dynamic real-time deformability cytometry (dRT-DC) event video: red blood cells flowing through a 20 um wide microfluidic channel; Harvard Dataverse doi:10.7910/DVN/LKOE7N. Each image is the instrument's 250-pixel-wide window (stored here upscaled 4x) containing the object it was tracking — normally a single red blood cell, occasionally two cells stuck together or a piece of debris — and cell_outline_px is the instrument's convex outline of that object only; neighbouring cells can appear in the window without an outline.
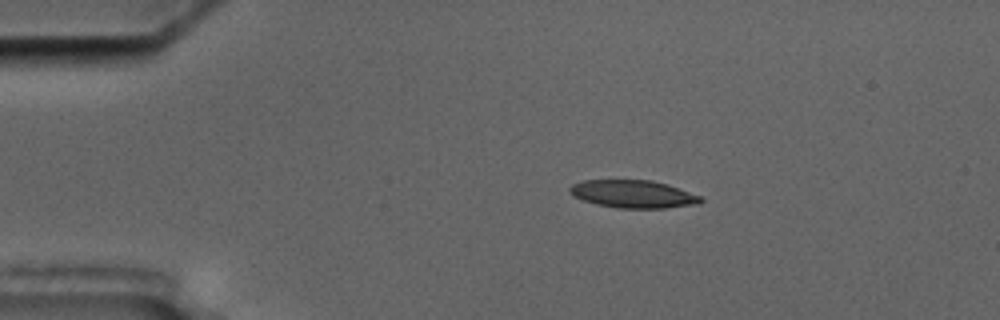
{"species": "common noctule bat (a hibernating species)", "species_latin": "Nyctalus noctula", "temperature_condition": "cold", "stored_images_in_passage": 5, "camera_frame_rate_fps": 3000, "um_per_image_px": 0.085, "animal": {"sex": "male", "body_mass_g": 17.5, "forearm_length_mm": 52.3}, "frame": {"image": 1, "passage_image": 2, "time_ms": 2.0, "image_size_px": [1000, 320], "cell_outline_px": [[704, 200], [700, 204], [664, 208], [616, 208], [596, 204], [584, 200], [568, 192], [568, 188], [572, 184], [584, 180], [652, 180], [668, 184], [700, 196]], "centroid_in_image_um": [53.83, 16.49], "position_along_channel_um": 31.2, "area_um2": 21.21}}
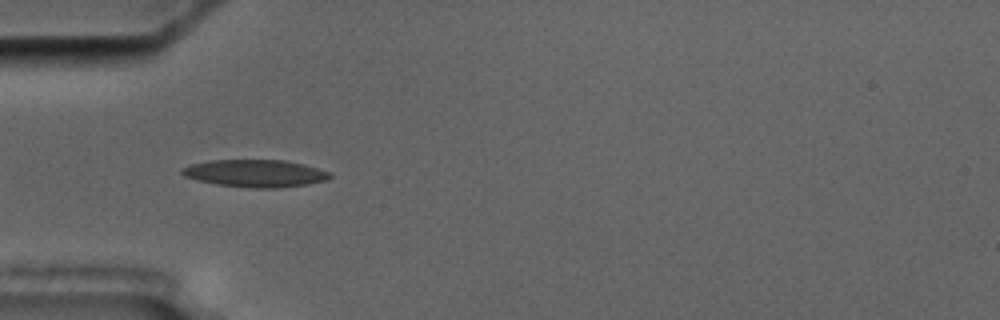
{"frame": {"image": 2, "passage_image": 4, "time_ms": 4.333, "image_size_px": [1000, 320], "cell_outline_px": [[332, 176], [324, 180], [308, 184], [276, 188], [248, 188], [216, 184], [196, 180], [184, 176], [180, 172], [180, 168], [192, 164], [208, 160], [284, 160], [304, 164], [332, 172]], "centroid_in_image_um": [21.68, 14.73], "position_along_channel_um": 63.3, "area_um2": 23.76}}